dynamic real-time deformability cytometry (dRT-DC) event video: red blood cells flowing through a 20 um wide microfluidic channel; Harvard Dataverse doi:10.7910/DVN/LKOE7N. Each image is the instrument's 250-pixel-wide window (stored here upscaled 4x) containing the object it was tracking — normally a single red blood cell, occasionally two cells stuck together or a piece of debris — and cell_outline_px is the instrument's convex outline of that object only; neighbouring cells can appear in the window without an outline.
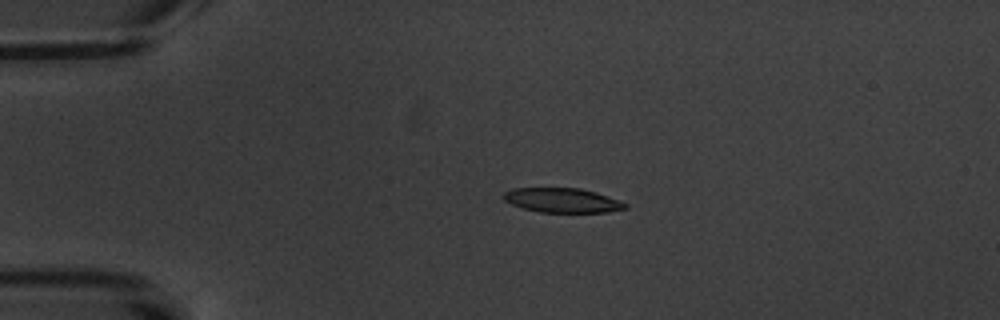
{"species": "common noctule bat (a hibernating species)", "species_latin": "Nyctalus noctula", "temperature_condition": "warm", "stored_images_in_passage": 10, "camera_frame_rate_fps": 3000, "um_per_image_px": 0.085, "animal": {"sex": "male", "body_mass_g": 20.1, "forearm_length_mm": 53.5}, "frame": {"image": 1, "passage_image": 4, "time_ms": 3.667, "image_size_px": [1000, 320], "cell_outline_px": [[628, 208], [608, 212], [540, 212], [524, 208], [512, 204], [504, 200], [504, 192], [512, 188], [580, 188], [596, 192], [628, 204]], "centroid_in_image_um": [47.81, 17.02], "position_along_channel_um": 37.2, "area_um2": 17.22}}
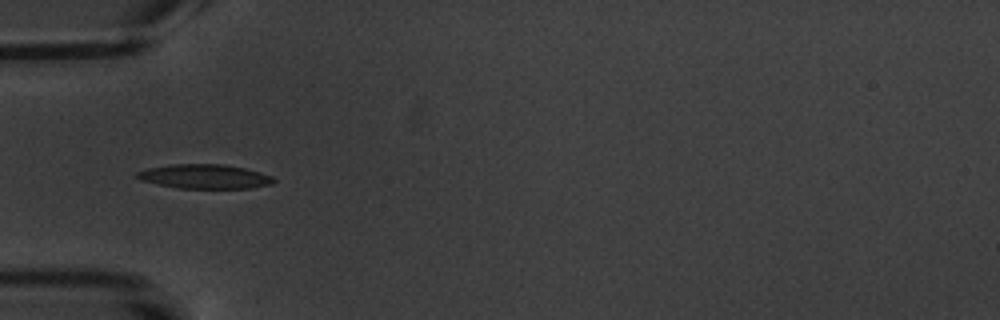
{"frame": {"image": 2, "passage_image": 5, "time_ms": 5.667, "image_size_px": [1000, 320], "cell_outline_px": [[276, 180], [272, 184], [248, 188], [176, 188], [140, 180], [136, 176], [136, 172], [148, 168], [172, 164], [220, 164], [244, 168], [260, 172], [272, 176]], "centroid_in_image_um": [17.39, 15.0], "position_along_channel_um": 67.6, "area_um2": 19.25}}
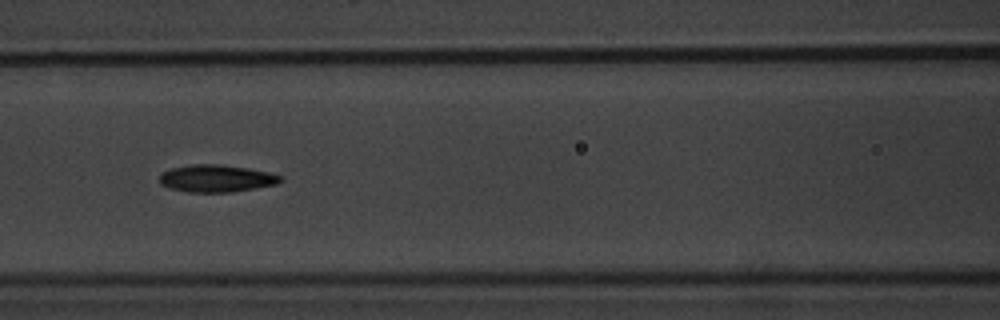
{"frame": {"image": 3, "passage_image": 7, "time_ms": 8.0, "image_size_px": [1000, 320], "cell_outline_px": [[284, 180], [276, 184], [256, 188], [232, 192], [188, 192], [168, 188], [160, 184], [160, 176], [164, 172], [172, 168], [192, 164], [220, 164], [248, 168], [268, 172], [284, 176]], "centroid_in_image_um": [18.43, 15.17], "position_along_channel_um": 148.2, "area_um2": 19.31}}